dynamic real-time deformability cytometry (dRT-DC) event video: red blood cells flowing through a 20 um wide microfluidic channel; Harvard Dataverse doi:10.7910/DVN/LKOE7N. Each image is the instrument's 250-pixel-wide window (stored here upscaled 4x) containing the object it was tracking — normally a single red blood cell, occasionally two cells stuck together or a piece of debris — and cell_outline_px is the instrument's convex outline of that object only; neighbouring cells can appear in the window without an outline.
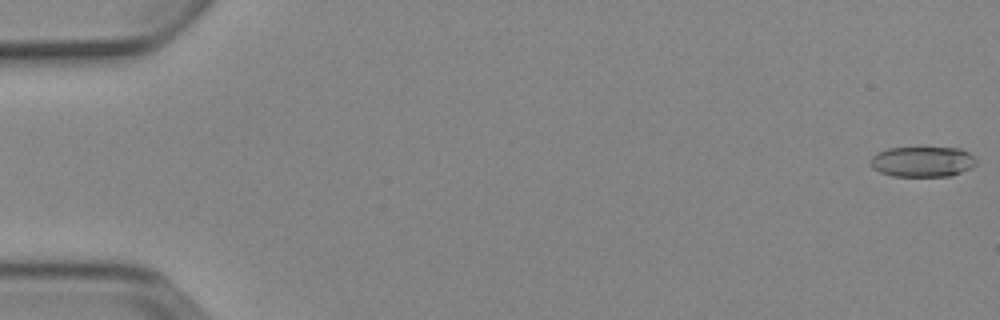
{"species": "Egyptian fruit bat (a non-hibernating species)", "species_latin": "Rousettus aegyptiacus", "temperature_condition": "cold", "stored_images_in_passage": 4, "camera_frame_rate_fps": 3000, "um_per_image_px": 0.085, "animal": {"sex": "female"}, "frame": {"image": 1, "passage_image": 1, "time_ms": 0.0, "image_size_px": [1000, 320], "cell_outline_px": [[976, 164], [972, 168], [952, 176], [892, 176], [880, 172], [872, 168], [872, 156], [876, 152], [888, 148], [960, 148], [968, 152], [976, 160]], "centroid_in_image_um": [78.42, 13.75], "position_along_channel_um": 6.6, "area_um2": 18.73}}